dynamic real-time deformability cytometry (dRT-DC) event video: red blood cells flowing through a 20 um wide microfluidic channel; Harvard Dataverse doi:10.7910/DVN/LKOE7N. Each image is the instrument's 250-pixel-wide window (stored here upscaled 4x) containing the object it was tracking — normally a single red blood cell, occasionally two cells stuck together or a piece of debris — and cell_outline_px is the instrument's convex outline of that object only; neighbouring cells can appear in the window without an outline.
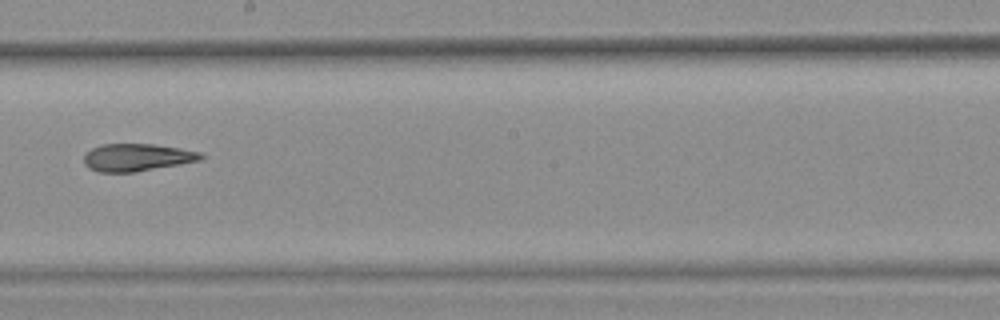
{"species": "common noctule bat (a hibernating species)", "species_latin": "Nyctalus noctula", "temperature_condition": "warm", "stored_images_in_passage": 5, "camera_frame_rate_fps": 3000, "um_per_image_px": 0.085, "animal": {"sex": "female", "body_mass_g": 25.1}, "frame": {"image": 1, "passage_image": 5, "time_ms": 1.333, "image_size_px": [1000, 320], "cell_outline_px": [[204, 156], [200, 160], [180, 164], [136, 172], [96, 172], [88, 168], [84, 164], [84, 156], [92, 148], [100, 144], [152, 144], [180, 148], [200, 152]], "centroid_in_image_um": [11.61, 13.38], "position_along_channel_um": 236.6, "area_um2": 18.73}}